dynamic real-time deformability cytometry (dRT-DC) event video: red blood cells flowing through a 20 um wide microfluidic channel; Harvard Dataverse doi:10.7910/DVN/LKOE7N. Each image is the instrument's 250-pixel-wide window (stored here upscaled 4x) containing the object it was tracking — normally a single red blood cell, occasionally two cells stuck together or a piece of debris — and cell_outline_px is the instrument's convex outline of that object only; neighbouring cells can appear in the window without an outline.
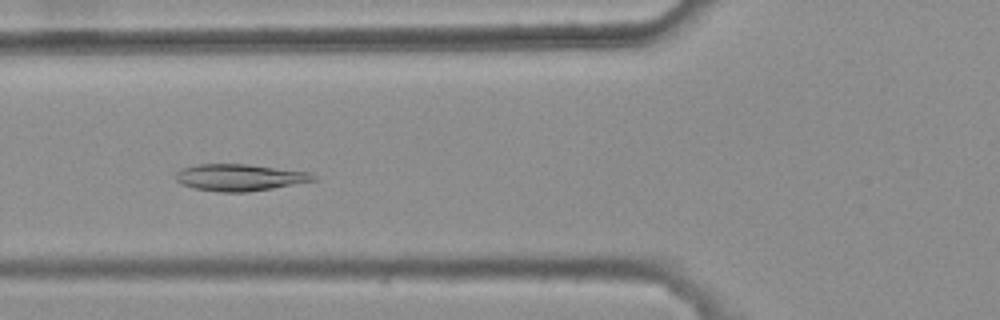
{"species": "common noctule bat (a hibernating species)", "species_latin": "Nyctalus noctula", "temperature_condition": "warm", "stored_images_in_passage": 6, "camera_frame_rate_fps": 3000, "um_per_image_px": 0.085, "animal": {"sex": "female", "body_mass_g": 25.1}, "frame": {"image": 1, "passage_image": 6, "time_ms": 1.667, "image_size_px": [1000, 320], "cell_outline_px": [[320, 180], [248, 192], [220, 192], [196, 188], [180, 184], [176, 180], [176, 172], [180, 168], [196, 164], [248, 164], [308, 172], [316, 176]], "centroid_in_image_um": [20.37, 15.08], "position_along_channel_um": 105.4, "area_um2": 21.56}}